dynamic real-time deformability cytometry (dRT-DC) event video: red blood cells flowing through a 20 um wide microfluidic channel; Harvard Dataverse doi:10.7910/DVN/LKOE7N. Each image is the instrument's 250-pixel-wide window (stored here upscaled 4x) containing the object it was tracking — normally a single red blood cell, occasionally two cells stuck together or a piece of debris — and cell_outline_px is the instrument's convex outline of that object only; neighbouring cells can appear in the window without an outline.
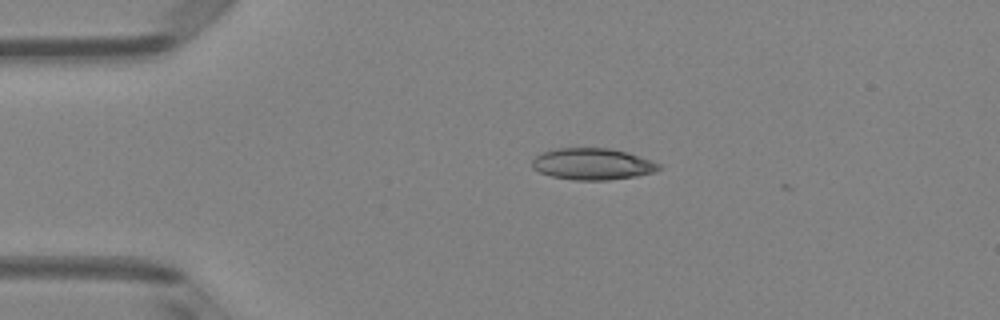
{"species": "Egyptian fruit bat (a non-hibernating species)", "species_latin": "Rousettus aegyptiacus", "temperature_condition": "room temperature", "stored_images_in_passage": 4, "camera_frame_rate_fps": 3000, "um_per_image_px": 0.085, "animal": {"sex": "female"}, "frame": {"image": 1, "passage_image": 2, "time_ms": 0.333, "image_size_px": [1000, 320], "cell_outline_px": [[664, 168], [656, 172], [636, 176], [608, 180], [572, 180], [552, 176], [540, 172], [532, 168], [532, 160], [540, 152], [556, 148], [608, 148], [624, 152], [652, 160], [660, 164]], "centroid_in_image_um": [50.37, 13.94], "position_along_channel_um": 34.6, "area_um2": 23.41}}